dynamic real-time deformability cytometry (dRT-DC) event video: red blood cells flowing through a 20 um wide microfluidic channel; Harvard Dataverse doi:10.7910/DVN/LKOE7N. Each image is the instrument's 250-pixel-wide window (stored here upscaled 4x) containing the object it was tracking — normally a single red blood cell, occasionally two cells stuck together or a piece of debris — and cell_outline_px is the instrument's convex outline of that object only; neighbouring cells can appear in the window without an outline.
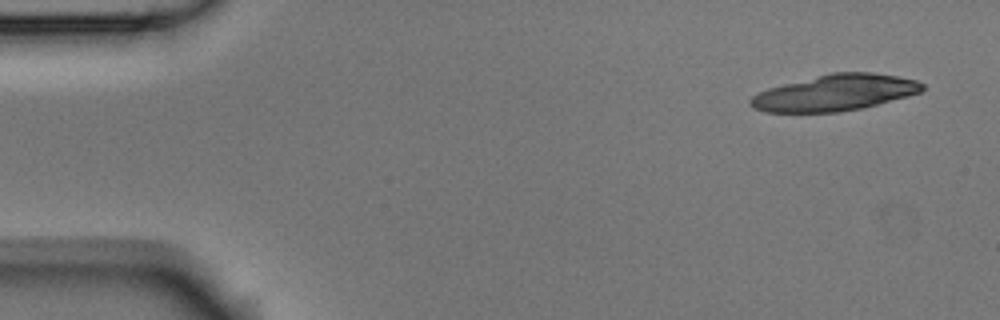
{"species": "Egyptian fruit bat (a non-hibernating species)", "species_latin": "Rousettus aegyptiacus", "temperature_condition": "room temperature", "stored_images_in_passage": 6, "camera_frame_rate_fps": 3000, "um_per_image_px": 0.085, "animal": {"sex": "male"}, "frame": {"image": 1, "passage_image": 1, "time_ms": 0.0, "image_size_px": [1000, 320], "cell_outline_px": [[924, 88], [920, 92], [908, 96], [860, 108], [836, 112], [764, 112], [752, 108], [748, 104], [748, 100], [752, 96], [768, 88], [832, 72], [872, 72], [896, 76], [916, 80], [924, 84]], "centroid_in_image_um": [70.94, 7.88], "position_along_channel_um": 14.1, "area_um2": 35.95}}